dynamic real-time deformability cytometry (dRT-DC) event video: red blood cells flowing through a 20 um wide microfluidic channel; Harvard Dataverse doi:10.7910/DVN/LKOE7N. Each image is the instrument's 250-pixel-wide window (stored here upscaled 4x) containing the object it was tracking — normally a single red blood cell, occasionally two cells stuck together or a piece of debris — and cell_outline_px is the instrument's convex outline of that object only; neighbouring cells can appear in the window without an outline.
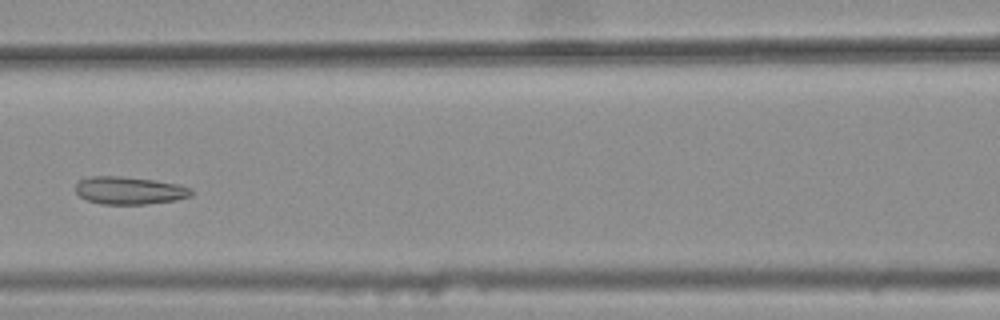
{"species": "common noctule bat (a hibernating species)", "species_latin": "Nyctalus noctula", "temperature_condition": "warm", "stored_images_in_passage": 6, "camera_frame_rate_fps": 3000, "um_per_image_px": 0.085, "animal": {"sex": "female", "body_mass_g": 25.1}, "frame": {"image": 1, "passage_image": 5, "time_ms": 1.333, "image_size_px": [1000, 320], "cell_outline_px": [[196, 192], [192, 196], [176, 200], [144, 204], [100, 204], [88, 200], [80, 196], [76, 192], [76, 184], [80, 180], [92, 176], [120, 176], [156, 180], [180, 184], [192, 188]], "centroid_in_image_um": [11.07, 16.19], "position_along_channel_um": 155.5, "area_um2": 18.84}}
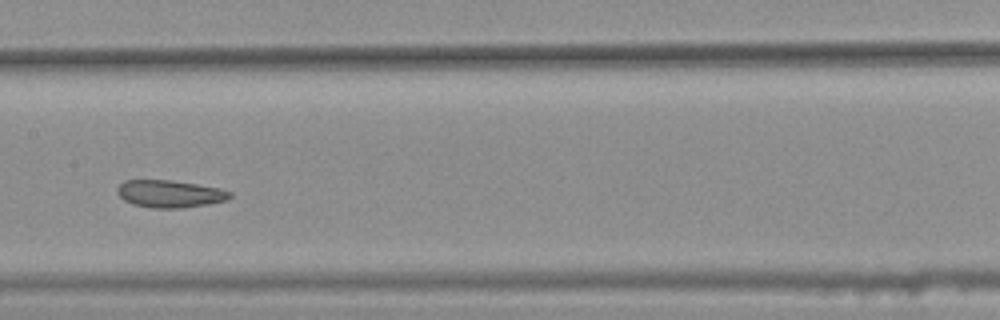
{"frame": {"image": 2, "passage_image": 6, "time_ms": 1.667, "image_size_px": [1000, 320], "cell_outline_px": [[232, 196], [228, 200], [208, 204], [184, 208], [152, 208], [132, 204], [124, 200], [116, 192], [116, 188], [124, 180], [172, 180], [220, 188], [232, 192]], "centroid_in_image_um": [14.44, 16.48], "position_along_channel_um": 193.0, "area_um2": 18.15}}